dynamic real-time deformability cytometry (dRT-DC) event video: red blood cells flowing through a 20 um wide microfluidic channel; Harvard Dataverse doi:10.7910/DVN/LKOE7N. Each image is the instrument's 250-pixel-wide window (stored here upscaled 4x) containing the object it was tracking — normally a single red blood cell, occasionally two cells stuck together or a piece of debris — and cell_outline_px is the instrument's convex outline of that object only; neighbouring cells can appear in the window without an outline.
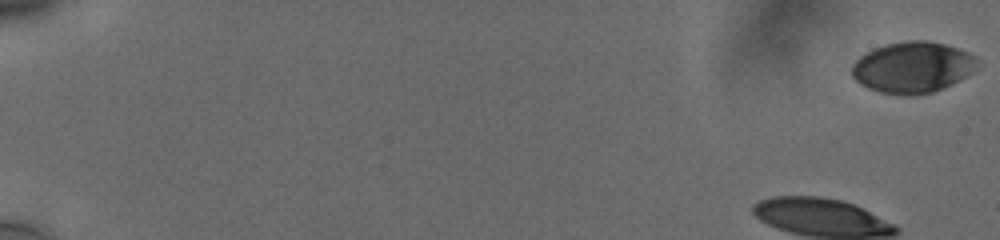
{"species": "human", "species_latin": "Homo sapiens", "temperature_condition": "cold", "stored_images_in_passage": 55, "camera_frame_rate_fps": 3000, "um_per_image_px": 0.085, "donor": {"sex": "male"}, "frame": {"image": 1, "passage_image": 1, "time_ms": 0.0, "image_size_px": [1000, 240], "cell_outline_px": [[980, 60], [976, 68], [972, 72], [952, 84], [932, 92], [916, 96], [900, 96], [880, 92], [868, 88], [860, 84], [852, 76], [852, 64], [860, 56], [872, 48], [884, 44], [908, 40], [928, 40], [944, 44], [968, 52]], "centroid_in_image_um": [77.56, 5.72], "position_along_channel_um": 7.4, "area_um2": 37.74}}
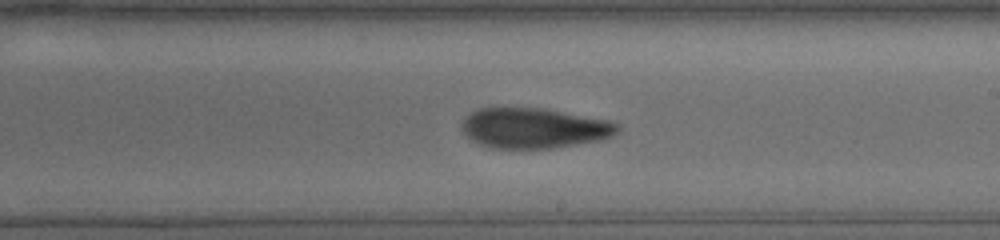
{"frame": {"image": 2, "passage_image": 33, "time_ms": 10.667, "image_size_px": [1000, 240], "cell_outline_px": [[620, 132], [612, 136], [600, 140], [552, 148], [492, 148], [480, 144], [472, 140], [460, 128], [460, 124], [464, 116], [476, 108], [496, 104], [548, 108], [608, 120], [620, 124]], "centroid_in_image_um": [45.33, 10.82], "position_along_channel_um": 243.7, "area_um2": 37.97}}
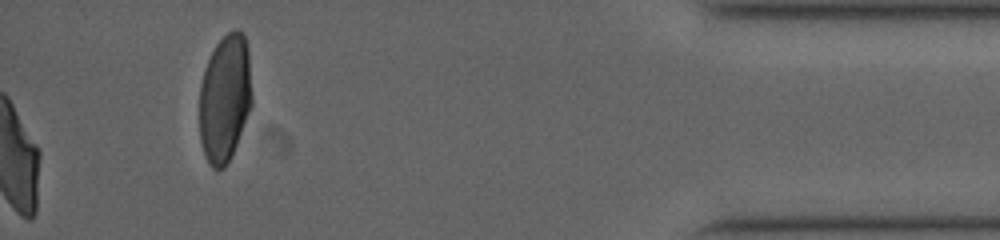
{"frame": {"image": 3, "passage_image": 55, "time_ms": 18.0, "image_size_px": [1000, 240], "cell_outline_px": [[252, 104], [232, 156], [224, 168], [212, 168], [208, 164], [200, 140], [200, 84], [204, 68], [216, 44], [228, 32], [236, 28], [244, 36], [248, 48], [252, 96]], "centroid_in_image_um": [19.11, 8.36], "position_along_channel_um": 416.1, "area_um2": 39.07}, "authors_computed_cell_mechanics": {"area_um2": 36.992, "velocity_mm_per_s": 3.7732, "shape_relaxation_time_tau1_ms": 6.9224, "shape_relaxation_time_tau2_ms": 3.1232, "deformation_change_tau1": 0.2172, "deformation_change_tau2": 0.1058}}